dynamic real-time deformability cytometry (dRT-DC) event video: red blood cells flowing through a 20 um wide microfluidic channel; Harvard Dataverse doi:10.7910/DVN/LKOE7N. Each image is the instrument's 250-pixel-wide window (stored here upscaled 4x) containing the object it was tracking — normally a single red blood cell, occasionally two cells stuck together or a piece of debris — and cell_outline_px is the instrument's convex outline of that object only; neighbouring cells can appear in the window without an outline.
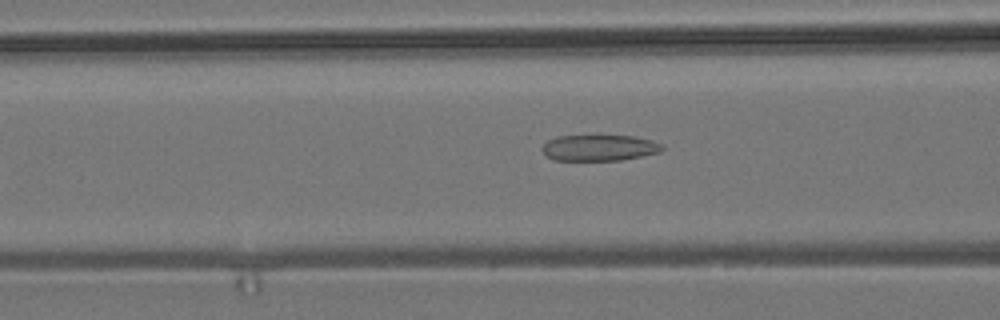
{"species": "common noctule bat (a hibernating species)", "species_latin": "Nyctalus noctula", "temperature_condition": "room temperature", "stored_images_in_passage": 35, "camera_frame_rate_fps": 3000, "um_per_image_px": 0.085, "animal": {"sex": "male", "body_mass_g": 19.2, "forearm_length_mm": 51.8}, "frame": {"image": 1, "passage_image": 12, "time_ms": 3.667, "image_size_px": [1000, 320], "cell_outline_px": [[664, 148], [660, 152], [620, 160], [556, 160], [548, 156], [540, 148], [548, 140], [556, 136], [636, 136], [652, 140], [664, 144]], "centroid_in_image_um": [50.97, 12.55], "position_along_channel_um": 115.6, "area_um2": 18.15}}
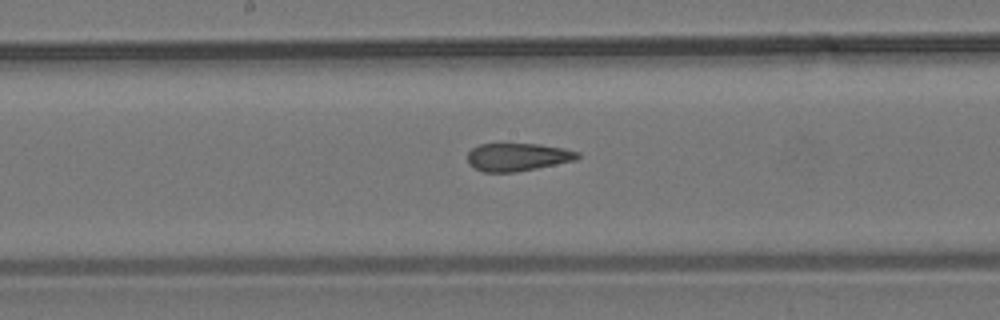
{"frame": {"image": 2, "passage_image": 19, "time_ms": 6.0, "image_size_px": [1000, 320], "cell_outline_px": [[580, 156], [576, 160], [516, 172], [484, 172], [468, 164], [468, 152], [472, 148], [480, 144], [540, 144], [564, 148], [580, 152]], "centroid_in_image_um": [44.01, 13.34], "position_along_channel_um": 204.2, "area_um2": 17.86}}
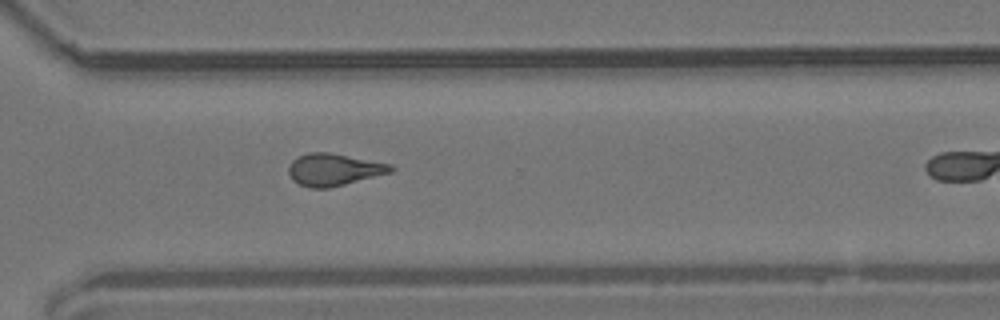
{"frame": {"image": 3, "passage_image": 30, "time_ms": 9.667, "image_size_px": [1000, 320], "cell_outline_px": [[396, 168], [392, 172], [328, 188], [308, 188], [292, 180], [288, 172], [288, 168], [292, 160], [296, 156], [308, 152], [328, 152], [392, 164]], "centroid_in_image_um": [28.36, 14.41], "position_along_channel_um": 342.2, "area_um2": 19.19}}